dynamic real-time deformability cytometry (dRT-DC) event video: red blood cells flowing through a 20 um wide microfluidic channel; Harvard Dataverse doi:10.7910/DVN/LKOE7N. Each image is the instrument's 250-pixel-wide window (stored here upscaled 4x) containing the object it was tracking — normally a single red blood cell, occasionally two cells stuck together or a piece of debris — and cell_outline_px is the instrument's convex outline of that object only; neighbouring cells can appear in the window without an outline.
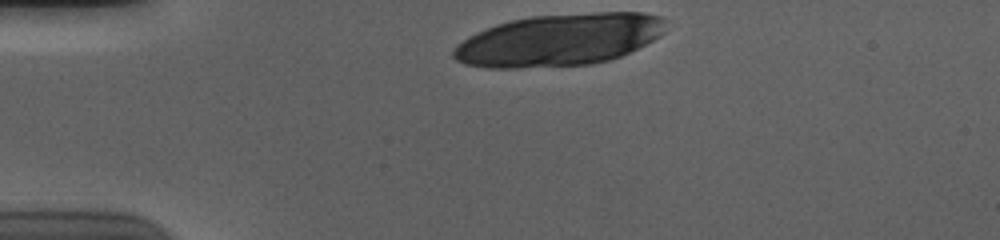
{"species": "human", "species_latin": "Homo sapiens", "temperature_condition": "cold", "stored_images_in_passage": 9, "camera_frame_rate_fps": 3000, "um_per_image_px": 0.085, "donor": {"sex": "male"}, "frame": {"image": 1, "passage_image": 1, "time_ms": 0.0, "image_size_px": [1000, 240], "cell_outline_px": [[668, 20], [664, 32], [660, 36], [620, 56], [608, 60], [592, 64], [516, 68], [488, 68], [464, 64], [456, 60], [452, 56], [452, 48], [456, 44], [468, 36], [476, 32], [496, 24], [512, 20], [532, 16], [596, 12], [644, 12], [660, 16]], "centroid_in_image_um": [47.51, 3.38], "position_along_channel_um": 37.5, "area_um2": 64.68}}